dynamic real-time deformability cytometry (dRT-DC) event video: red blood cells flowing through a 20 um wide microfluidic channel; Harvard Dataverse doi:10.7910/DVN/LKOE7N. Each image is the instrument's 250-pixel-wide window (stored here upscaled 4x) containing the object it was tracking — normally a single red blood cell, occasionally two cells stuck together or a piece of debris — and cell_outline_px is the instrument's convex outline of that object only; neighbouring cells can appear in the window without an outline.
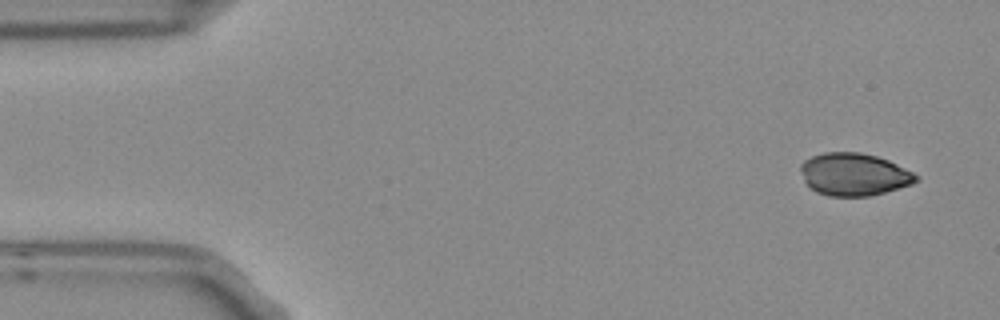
{"species": "Egyptian fruit bat (a non-hibernating species)", "species_latin": "Rousettus aegyptiacus", "temperature_condition": "room temperature", "stored_images_in_passage": 4, "camera_frame_rate_fps": 3000, "um_per_image_px": 0.085, "frame": {"image": 1, "passage_image": 1, "time_ms": 0.0, "image_size_px": [1000, 320], "cell_outline_px": [[920, 180], [912, 184], [884, 192], [868, 196], [828, 196], [816, 192], [804, 180], [800, 168], [800, 164], [804, 160], [812, 156], [824, 152], [860, 152], [876, 156], [888, 160], [920, 176]], "centroid_in_image_um": [72.59, 14.82], "position_along_channel_um": 12.4, "area_um2": 28.55}}
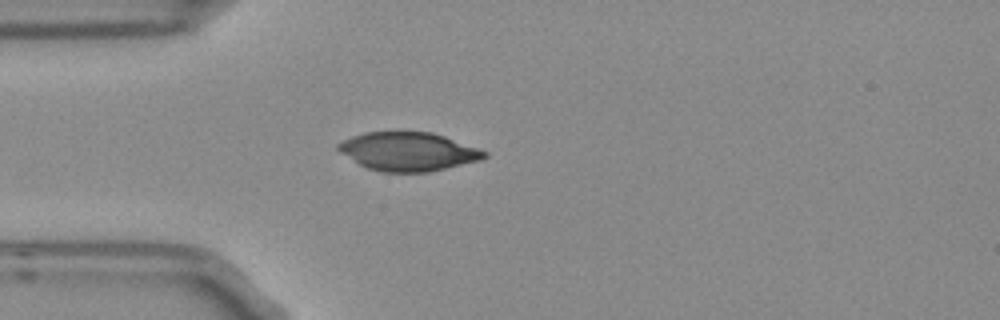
{"frame": {"image": 2, "passage_image": 4, "time_ms": 1.0, "image_size_px": [1000, 320], "cell_outline_px": [[488, 156], [480, 160], [428, 172], [384, 172], [368, 168], [360, 164], [340, 152], [336, 148], [336, 144], [352, 136], [364, 132], [432, 132], [444, 136], [488, 152]], "centroid_in_image_um": [34.69, 12.88], "position_along_channel_um": 50.3, "area_um2": 32.54}}